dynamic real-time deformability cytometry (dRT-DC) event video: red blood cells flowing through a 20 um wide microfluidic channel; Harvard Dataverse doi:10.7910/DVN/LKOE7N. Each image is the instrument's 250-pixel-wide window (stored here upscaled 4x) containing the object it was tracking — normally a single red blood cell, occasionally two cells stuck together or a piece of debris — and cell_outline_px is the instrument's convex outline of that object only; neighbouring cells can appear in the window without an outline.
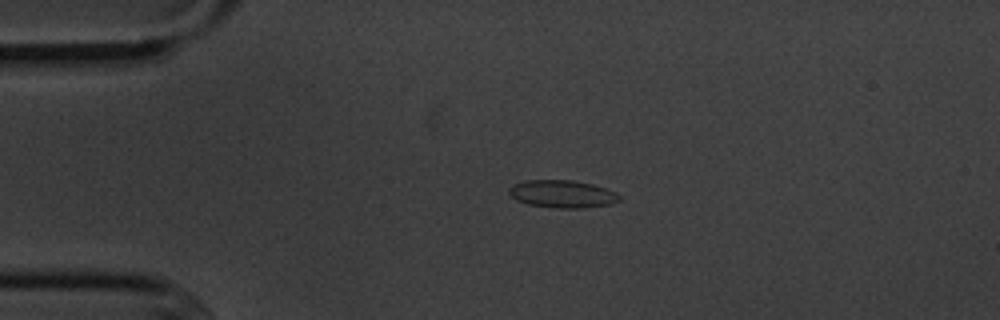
{"species": "common noctule bat (a hibernating species)", "species_latin": "Nyctalus noctula", "temperature_condition": "cold", "stored_images_in_passage": 2, "camera_frame_rate_fps": 3000, "um_per_image_px": 0.085, "animal": {"sex": "male", "body_mass_g": 20.1, "forearm_length_mm": 53.5}, "frame": {"image": 1, "passage_image": 1, "time_ms": 0.0, "image_size_px": [1000, 320], "cell_outline_px": [[620, 200], [612, 204], [584, 208], [556, 208], [528, 204], [516, 200], [508, 192], [508, 188], [512, 184], [524, 180], [572, 180], [592, 184], [608, 188], [616, 192], [620, 196]], "centroid_in_image_um": [47.81, 16.48], "position_along_channel_um": 37.2, "area_um2": 17.98}}